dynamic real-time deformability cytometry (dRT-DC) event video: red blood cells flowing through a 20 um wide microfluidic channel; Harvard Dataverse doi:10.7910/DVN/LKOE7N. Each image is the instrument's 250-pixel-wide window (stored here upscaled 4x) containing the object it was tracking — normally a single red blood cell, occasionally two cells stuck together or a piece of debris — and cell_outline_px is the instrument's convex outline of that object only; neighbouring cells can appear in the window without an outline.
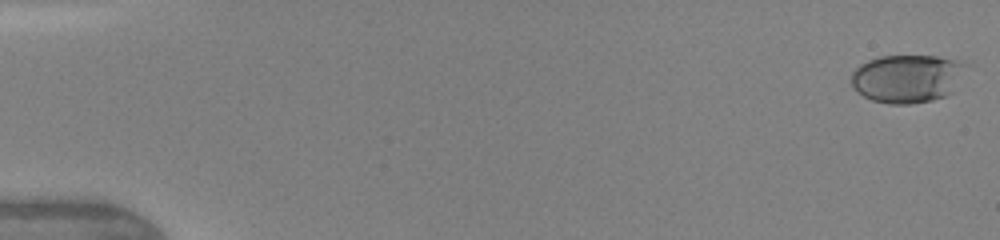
{"species": "human", "species_latin": "Homo sapiens", "temperature_condition": "warm", "stored_images_in_passage": 10, "camera_frame_rate_fps": 3000, "um_per_image_px": 0.085, "donor": {"sex": "female"}, "frame": {"image": 1, "passage_image": 1, "time_ms": 0.0, "image_size_px": [1000, 240], "cell_outline_px": [[972, 60], [952, 92], [944, 96], [932, 100], [912, 104], [888, 104], [872, 100], [864, 96], [852, 84], [852, 72], [860, 64], [868, 60], [880, 56], [936, 56]], "centroid_in_image_um": [77.21, 6.64], "position_along_channel_um": 7.8, "area_um2": 32.66}}
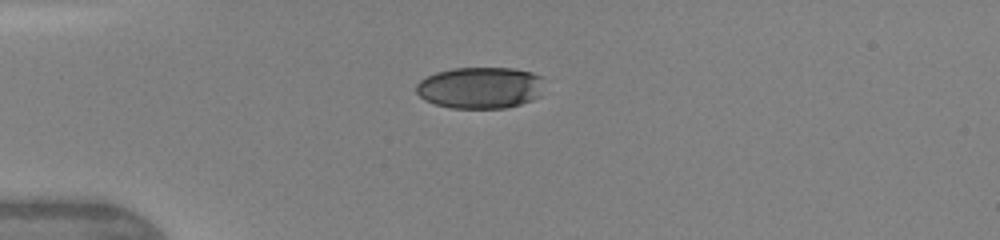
{"frame": {"image": 2, "passage_image": 6, "time_ms": 4.0, "image_size_px": [1000, 240], "cell_outline_px": [[544, 76], [540, 96], [532, 100], [520, 104], [504, 108], [452, 108], [436, 104], [424, 100], [416, 92], [416, 84], [420, 80], [436, 72], [452, 68], [512, 68], [532, 72]], "centroid_in_image_um": [40.83, 7.45], "position_along_channel_um": 44.2, "area_um2": 31.21}}